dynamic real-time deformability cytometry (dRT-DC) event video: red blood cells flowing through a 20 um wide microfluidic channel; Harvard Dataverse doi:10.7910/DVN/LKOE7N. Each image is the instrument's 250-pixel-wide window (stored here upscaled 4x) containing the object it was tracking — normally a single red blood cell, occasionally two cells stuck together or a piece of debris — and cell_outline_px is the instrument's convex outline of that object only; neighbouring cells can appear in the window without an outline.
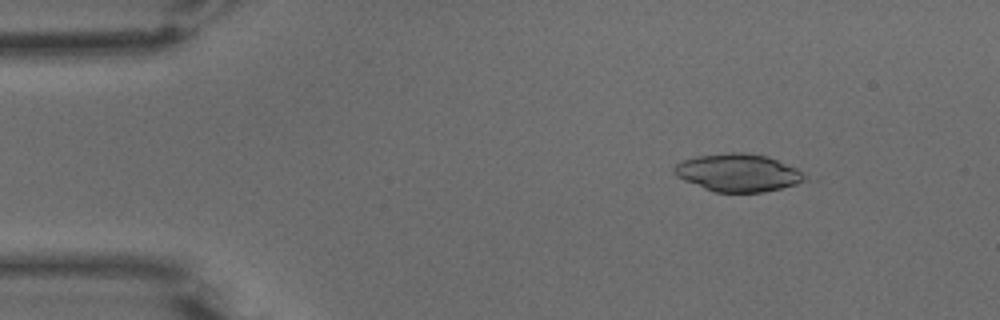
{"species": "common noctule bat (a hibernating species)", "species_latin": "Nyctalus noctula", "temperature_condition": "warm", "stored_images_in_passage": 28, "camera_frame_rate_fps": 3000, "um_per_image_px": 0.085, "animal": {"sex": "male", "body_mass_g": 15.6}, "frame": {"image": 1, "passage_image": 12, "time_ms": 3.667, "image_size_px": [1000, 320], "cell_outline_px": [[808, 180], [796, 184], [764, 192], [716, 192], [704, 188], [684, 180], [676, 176], [676, 164], [684, 160], [696, 156], [724, 152], [744, 152], [768, 156], [796, 168], [808, 176]], "centroid_in_image_um": [62.78, 14.67], "position_along_channel_um": 22.2, "area_um2": 28.61}}
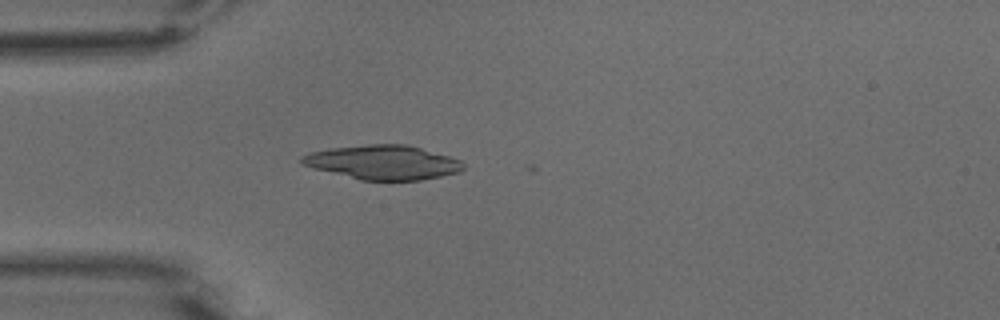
{"frame": {"image": 2, "passage_image": 25, "time_ms": 8.0, "image_size_px": [1000, 320], "cell_outline_px": [[464, 168], [460, 172], [420, 180], [360, 180], [300, 164], [300, 156], [308, 152], [328, 148], [368, 144], [408, 144], [448, 156], [460, 160], [464, 164]], "centroid_in_image_um": [32.53, 13.79], "position_along_channel_um": 52.5, "area_um2": 32.25}}